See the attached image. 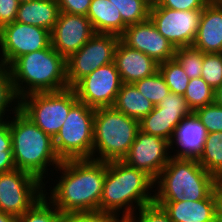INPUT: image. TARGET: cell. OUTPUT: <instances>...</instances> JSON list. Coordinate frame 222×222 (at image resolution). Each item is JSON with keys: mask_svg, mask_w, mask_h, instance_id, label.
<instances>
[{"mask_svg": "<svg viewBox=\"0 0 222 222\" xmlns=\"http://www.w3.org/2000/svg\"><path fill=\"white\" fill-rule=\"evenodd\" d=\"M107 162L94 159L64 160L54 173L57 183L49 192L44 183V196L63 215L100 211V199L105 181ZM60 178V179H59ZM56 184V185H55ZM53 188V189H52ZM49 194V195H48ZM47 195V196H46Z\"/></svg>", "mask_w": 222, "mask_h": 222, "instance_id": "6da1fadb", "label": "cell"}, {"mask_svg": "<svg viewBox=\"0 0 222 222\" xmlns=\"http://www.w3.org/2000/svg\"><path fill=\"white\" fill-rule=\"evenodd\" d=\"M154 180L122 160L107 162L100 211L126 221L137 209L154 202ZM153 189V190H152ZM122 213V214H120Z\"/></svg>", "mask_w": 222, "mask_h": 222, "instance_id": "7a4b0ae2", "label": "cell"}, {"mask_svg": "<svg viewBox=\"0 0 222 222\" xmlns=\"http://www.w3.org/2000/svg\"><path fill=\"white\" fill-rule=\"evenodd\" d=\"M9 118L7 120L16 169L30 173L44 183L47 177L45 175L49 173L48 168L53 166L56 169L62 162L55 152L53 138L20 109Z\"/></svg>", "mask_w": 222, "mask_h": 222, "instance_id": "3957f363", "label": "cell"}, {"mask_svg": "<svg viewBox=\"0 0 222 222\" xmlns=\"http://www.w3.org/2000/svg\"><path fill=\"white\" fill-rule=\"evenodd\" d=\"M66 58L51 44L24 54L9 66L15 91L21 99L36 92L60 91L68 88Z\"/></svg>", "mask_w": 222, "mask_h": 222, "instance_id": "277c9868", "label": "cell"}, {"mask_svg": "<svg viewBox=\"0 0 222 222\" xmlns=\"http://www.w3.org/2000/svg\"><path fill=\"white\" fill-rule=\"evenodd\" d=\"M154 188V202L198 201L216 190V177L197 159L171 157L154 180Z\"/></svg>", "mask_w": 222, "mask_h": 222, "instance_id": "5b68a950", "label": "cell"}, {"mask_svg": "<svg viewBox=\"0 0 222 222\" xmlns=\"http://www.w3.org/2000/svg\"><path fill=\"white\" fill-rule=\"evenodd\" d=\"M139 121L113 106L95 110L92 159L109 162L123 160L135 141Z\"/></svg>", "mask_w": 222, "mask_h": 222, "instance_id": "8992f818", "label": "cell"}, {"mask_svg": "<svg viewBox=\"0 0 222 222\" xmlns=\"http://www.w3.org/2000/svg\"><path fill=\"white\" fill-rule=\"evenodd\" d=\"M94 108L78 101L53 138L54 149L61 161L92 159Z\"/></svg>", "mask_w": 222, "mask_h": 222, "instance_id": "52a82bcc", "label": "cell"}, {"mask_svg": "<svg viewBox=\"0 0 222 222\" xmlns=\"http://www.w3.org/2000/svg\"><path fill=\"white\" fill-rule=\"evenodd\" d=\"M77 102L75 91L68 87L60 91L25 95L20 99V110L44 133L54 138Z\"/></svg>", "mask_w": 222, "mask_h": 222, "instance_id": "ba28073f", "label": "cell"}, {"mask_svg": "<svg viewBox=\"0 0 222 222\" xmlns=\"http://www.w3.org/2000/svg\"><path fill=\"white\" fill-rule=\"evenodd\" d=\"M44 183L26 171L0 173V211L19 217L44 196Z\"/></svg>", "mask_w": 222, "mask_h": 222, "instance_id": "9c48e42d", "label": "cell"}, {"mask_svg": "<svg viewBox=\"0 0 222 222\" xmlns=\"http://www.w3.org/2000/svg\"><path fill=\"white\" fill-rule=\"evenodd\" d=\"M120 36L95 33L77 52L66 59L68 86L73 87L80 79L97 68L114 62Z\"/></svg>", "mask_w": 222, "mask_h": 222, "instance_id": "30bf717a", "label": "cell"}, {"mask_svg": "<svg viewBox=\"0 0 222 222\" xmlns=\"http://www.w3.org/2000/svg\"><path fill=\"white\" fill-rule=\"evenodd\" d=\"M202 10L179 11L161 7L156 1L151 5L149 18L176 48L192 46L198 32Z\"/></svg>", "mask_w": 222, "mask_h": 222, "instance_id": "8fae6325", "label": "cell"}, {"mask_svg": "<svg viewBox=\"0 0 222 222\" xmlns=\"http://www.w3.org/2000/svg\"><path fill=\"white\" fill-rule=\"evenodd\" d=\"M50 44L47 29L14 21L0 29V64L8 67L18 57Z\"/></svg>", "mask_w": 222, "mask_h": 222, "instance_id": "7c38bea8", "label": "cell"}, {"mask_svg": "<svg viewBox=\"0 0 222 222\" xmlns=\"http://www.w3.org/2000/svg\"><path fill=\"white\" fill-rule=\"evenodd\" d=\"M122 84L116 65L111 62L86 75L72 88L78 101L97 109L113 106Z\"/></svg>", "mask_w": 222, "mask_h": 222, "instance_id": "4fadbf2b", "label": "cell"}, {"mask_svg": "<svg viewBox=\"0 0 222 222\" xmlns=\"http://www.w3.org/2000/svg\"><path fill=\"white\" fill-rule=\"evenodd\" d=\"M171 153L168 140L147 134L139 129L135 141L122 161L133 168L144 171L155 180L169 162Z\"/></svg>", "mask_w": 222, "mask_h": 222, "instance_id": "5bb4252c", "label": "cell"}, {"mask_svg": "<svg viewBox=\"0 0 222 222\" xmlns=\"http://www.w3.org/2000/svg\"><path fill=\"white\" fill-rule=\"evenodd\" d=\"M94 34L95 31L87 16L60 12L50 32L51 46L67 59Z\"/></svg>", "mask_w": 222, "mask_h": 222, "instance_id": "9a60e30c", "label": "cell"}, {"mask_svg": "<svg viewBox=\"0 0 222 222\" xmlns=\"http://www.w3.org/2000/svg\"><path fill=\"white\" fill-rule=\"evenodd\" d=\"M120 40L125 45L152 57L158 63L174 58L175 48L158 32L150 18L127 26L120 35Z\"/></svg>", "mask_w": 222, "mask_h": 222, "instance_id": "2e32d148", "label": "cell"}, {"mask_svg": "<svg viewBox=\"0 0 222 222\" xmlns=\"http://www.w3.org/2000/svg\"><path fill=\"white\" fill-rule=\"evenodd\" d=\"M153 203L162 207L173 222H219L222 219V200L217 190L203 200Z\"/></svg>", "mask_w": 222, "mask_h": 222, "instance_id": "e0dca14e", "label": "cell"}, {"mask_svg": "<svg viewBox=\"0 0 222 222\" xmlns=\"http://www.w3.org/2000/svg\"><path fill=\"white\" fill-rule=\"evenodd\" d=\"M207 130L194 112L187 115L176 127L170 149L174 158L198 159L203 151ZM177 146L176 147H174ZM176 148V150L174 149ZM180 148V149H179ZM178 149V150H177Z\"/></svg>", "mask_w": 222, "mask_h": 222, "instance_id": "ac0fdd59", "label": "cell"}, {"mask_svg": "<svg viewBox=\"0 0 222 222\" xmlns=\"http://www.w3.org/2000/svg\"><path fill=\"white\" fill-rule=\"evenodd\" d=\"M192 46L203 53H222V0H211L202 10Z\"/></svg>", "mask_w": 222, "mask_h": 222, "instance_id": "d6986e66", "label": "cell"}, {"mask_svg": "<svg viewBox=\"0 0 222 222\" xmlns=\"http://www.w3.org/2000/svg\"><path fill=\"white\" fill-rule=\"evenodd\" d=\"M114 63L122 83H134L158 71V62L141 51L125 45L121 40L115 51Z\"/></svg>", "mask_w": 222, "mask_h": 222, "instance_id": "ffe728a7", "label": "cell"}, {"mask_svg": "<svg viewBox=\"0 0 222 222\" xmlns=\"http://www.w3.org/2000/svg\"><path fill=\"white\" fill-rule=\"evenodd\" d=\"M60 9L57 0H31L20 3L15 21L52 31Z\"/></svg>", "mask_w": 222, "mask_h": 222, "instance_id": "44dd1931", "label": "cell"}, {"mask_svg": "<svg viewBox=\"0 0 222 222\" xmlns=\"http://www.w3.org/2000/svg\"><path fill=\"white\" fill-rule=\"evenodd\" d=\"M191 113L192 111H170L164 110L162 107H154L146 117L139 121V127L147 134L170 142L177 125Z\"/></svg>", "mask_w": 222, "mask_h": 222, "instance_id": "7402d4cb", "label": "cell"}, {"mask_svg": "<svg viewBox=\"0 0 222 222\" xmlns=\"http://www.w3.org/2000/svg\"><path fill=\"white\" fill-rule=\"evenodd\" d=\"M87 17L95 33L116 34L120 36L127 27L122 21L119 10L110 0H92Z\"/></svg>", "mask_w": 222, "mask_h": 222, "instance_id": "603a6c76", "label": "cell"}, {"mask_svg": "<svg viewBox=\"0 0 222 222\" xmlns=\"http://www.w3.org/2000/svg\"><path fill=\"white\" fill-rule=\"evenodd\" d=\"M113 107L129 117L141 121L154 109L155 105L144 97L133 83H123Z\"/></svg>", "mask_w": 222, "mask_h": 222, "instance_id": "cb8c5ba5", "label": "cell"}, {"mask_svg": "<svg viewBox=\"0 0 222 222\" xmlns=\"http://www.w3.org/2000/svg\"><path fill=\"white\" fill-rule=\"evenodd\" d=\"M197 161L215 177L222 172V132L207 134L203 151Z\"/></svg>", "mask_w": 222, "mask_h": 222, "instance_id": "d4e9b609", "label": "cell"}, {"mask_svg": "<svg viewBox=\"0 0 222 222\" xmlns=\"http://www.w3.org/2000/svg\"><path fill=\"white\" fill-rule=\"evenodd\" d=\"M19 109L20 98L15 91L9 68L3 64H0V120H6L8 117H10L9 115H5L7 112L14 114Z\"/></svg>", "mask_w": 222, "mask_h": 222, "instance_id": "484cf974", "label": "cell"}, {"mask_svg": "<svg viewBox=\"0 0 222 222\" xmlns=\"http://www.w3.org/2000/svg\"><path fill=\"white\" fill-rule=\"evenodd\" d=\"M110 2L119 10L122 21L127 26L149 18L152 4L148 0H110Z\"/></svg>", "mask_w": 222, "mask_h": 222, "instance_id": "4316f807", "label": "cell"}, {"mask_svg": "<svg viewBox=\"0 0 222 222\" xmlns=\"http://www.w3.org/2000/svg\"><path fill=\"white\" fill-rule=\"evenodd\" d=\"M158 70L164 77L170 92L184 95L190 78L175 58L159 63Z\"/></svg>", "mask_w": 222, "mask_h": 222, "instance_id": "83f0119b", "label": "cell"}, {"mask_svg": "<svg viewBox=\"0 0 222 222\" xmlns=\"http://www.w3.org/2000/svg\"><path fill=\"white\" fill-rule=\"evenodd\" d=\"M214 89L210 87L202 78H192L189 80L184 98L189 108L195 110L214 103Z\"/></svg>", "mask_w": 222, "mask_h": 222, "instance_id": "f1b7e54d", "label": "cell"}, {"mask_svg": "<svg viewBox=\"0 0 222 222\" xmlns=\"http://www.w3.org/2000/svg\"><path fill=\"white\" fill-rule=\"evenodd\" d=\"M65 215L43 196L23 215L17 217V222H64Z\"/></svg>", "mask_w": 222, "mask_h": 222, "instance_id": "f546056e", "label": "cell"}, {"mask_svg": "<svg viewBox=\"0 0 222 222\" xmlns=\"http://www.w3.org/2000/svg\"><path fill=\"white\" fill-rule=\"evenodd\" d=\"M133 84L136 86L138 91L155 106L161 102L164 96L170 93V89L159 70L153 75L138 80Z\"/></svg>", "mask_w": 222, "mask_h": 222, "instance_id": "4dcf8cb0", "label": "cell"}, {"mask_svg": "<svg viewBox=\"0 0 222 222\" xmlns=\"http://www.w3.org/2000/svg\"><path fill=\"white\" fill-rule=\"evenodd\" d=\"M174 58L190 79L201 77L203 64V52L201 50L193 46L176 48Z\"/></svg>", "mask_w": 222, "mask_h": 222, "instance_id": "1f68e13d", "label": "cell"}, {"mask_svg": "<svg viewBox=\"0 0 222 222\" xmlns=\"http://www.w3.org/2000/svg\"><path fill=\"white\" fill-rule=\"evenodd\" d=\"M201 77L214 90L222 85V53H203Z\"/></svg>", "mask_w": 222, "mask_h": 222, "instance_id": "d6a6232c", "label": "cell"}, {"mask_svg": "<svg viewBox=\"0 0 222 222\" xmlns=\"http://www.w3.org/2000/svg\"><path fill=\"white\" fill-rule=\"evenodd\" d=\"M208 133L222 132V106L215 102L194 111Z\"/></svg>", "mask_w": 222, "mask_h": 222, "instance_id": "836d02e7", "label": "cell"}, {"mask_svg": "<svg viewBox=\"0 0 222 222\" xmlns=\"http://www.w3.org/2000/svg\"><path fill=\"white\" fill-rule=\"evenodd\" d=\"M139 214V215H138ZM126 222H173L164 209L154 203L135 211Z\"/></svg>", "mask_w": 222, "mask_h": 222, "instance_id": "e575fe53", "label": "cell"}, {"mask_svg": "<svg viewBox=\"0 0 222 222\" xmlns=\"http://www.w3.org/2000/svg\"><path fill=\"white\" fill-rule=\"evenodd\" d=\"M64 222H123V220L113 213L98 210L65 215Z\"/></svg>", "mask_w": 222, "mask_h": 222, "instance_id": "d590c367", "label": "cell"}, {"mask_svg": "<svg viewBox=\"0 0 222 222\" xmlns=\"http://www.w3.org/2000/svg\"><path fill=\"white\" fill-rule=\"evenodd\" d=\"M211 0H156L161 6L179 11L203 10Z\"/></svg>", "mask_w": 222, "mask_h": 222, "instance_id": "8d00e7d4", "label": "cell"}, {"mask_svg": "<svg viewBox=\"0 0 222 222\" xmlns=\"http://www.w3.org/2000/svg\"><path fill=\"white\" fill-rule=\"evenodd\" d=\"M155 107H162L164 110L170 111H192L183 95H179L173 92L164 96L161 102Z\"/></svg>", "mask_w": 222, "mask_h": 222, "instance_id": "74e56055", "label": "cell"}, {"mask_svg": "<svg viewBox=\"0 0 222 222\" xmlns=\"http://www.w3.org/2000/svg\"><path fill=\"white\" fill-rule=\"evenodd\" d=\"M92 0H57L60 12L87 16Z\"/></svg>", "mask_w": 222, "mask_h": 222, "instance_id": "f35d334b", "label": "cell"}, {"mask_svg": "<svg viewBox=\"0 0 222 222\" xmlns=\"http://www.w3.org/2000/svg\"><path fill=\"white\" fill-rule=\"evenodd\" d=\"M19 5L18 0H0V29L15 21Z\"/></svg>", "mask_w": 222, "mask_h": 222, "instance_id": "ab89813d", "label": "cell"}, {"mask_svg": "<svg viewBox=\"0 0 222 222\" xmlns=\"http://www.w3.org/2000/svg\"><path fill=\"white\" fill-rule=\"evenodd\" d=\"M0 150H12L9 121L0 120Z\"/></svg>", "mask_w": 222, "mask_h": 222, "instance_id": "60d3db41", "label": "cell"}, {"mask_svg": "<svg viewBox=\"0 0 222 222\" xmlns=\"http://www.w3.org/2000/svg\"><path fill=\"white\" fill-rule=\"evenodd\" d=\"M16 169L12 150H0V173Z\"/></svg>", "mask_w": 222, "mask_h": 222, "instance_id": "b9f144b4", "label": "cell"}, {"mask_svg": "<svg viewBox=\"0 0 222 222\" xmlns=\"http://www.w3.org/2000/svg\"><path fill=\"white\" fill-rule=\"evenodd\" d=\"M214 102L222 106V85L214 91Z\"/></svg>", "mask_w": 222, "mask_h": 222, "instance_id": "7bdbcfd3", "label": "cell"}, {"mask_svg": "<svg viewBox=\"0 0 222 222\" xmlns=\"http://www.w3.org/2000/svg\"><path fill=\"white\" fill-rule=\"evenodd\" d=\"M0 222H17V218L13 215L0 211Z\"/></svg>", "mask_w": 222, "mask_h": 222, "instance_id": "ee69618b", "label": "cell"}, {"mask_svg": "<svg viewBox=\"0 0 222 222\" xmlns=\"http://www.w3.org/2000/svg\"><path fill=\"white\" fill-rule=\"evenodd\" d=\"M216 190L222 200V172L216 176Z\"/></svg>", "mask_w": 222, "mask_h": 222, "instance_id": "f6af8a7d", "label": "cell"}, {"mask_svg": "<svg viewBox=\"0 0 222 222\" xmlns=\"http://www.w3.org/2000/svg\"><path fill=\"white\" fill-rule=\"evenodd\" d=\"M20 3H23V2H28V1H31V0H18Z\"/></svg>", "mask_w": 222, "mask_h": 222, "instance_id": "bcb514c9", "label": "cell"}, {"mask_svg": "<svg viewBox=\"0 0 222 222\" xmlns=\"http://www.w3.org/2000/svg\"><path fill=\"white\" fill-rule=\"evenodd\" d=\"M151 4H153L156 0H148Z\"/></svg>", "mask_w": 222, "mask_h": 222, "instance_id": "7dc6e473", "label": "cell"}]
</instances>
